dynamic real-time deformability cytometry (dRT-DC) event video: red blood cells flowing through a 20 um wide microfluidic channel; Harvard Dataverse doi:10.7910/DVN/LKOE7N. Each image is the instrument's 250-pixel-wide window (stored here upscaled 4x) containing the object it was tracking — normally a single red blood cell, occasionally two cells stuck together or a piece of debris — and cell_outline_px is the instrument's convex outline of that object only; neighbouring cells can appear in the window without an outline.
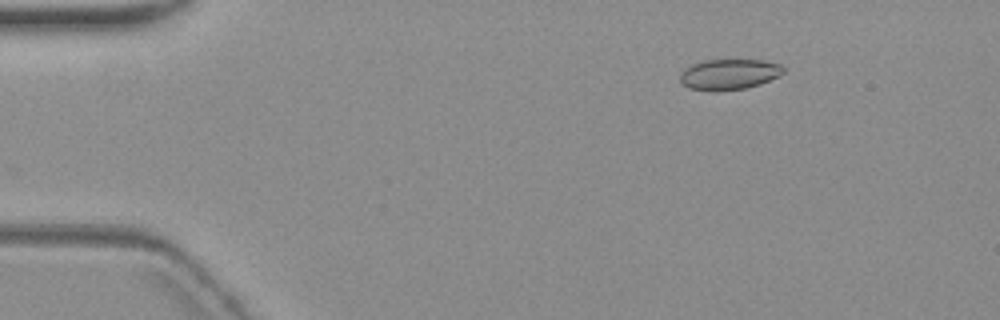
{"species": "common noctule bat (a hibernating species)", "species_latin": "Nyctalus noctula", "temperature_condition": "warm", "stored_images_in_passage": 9, "camera_frame_rate_fps": 3000, "um_per_image_px": 0.085, "animal": {"sex": "female", "body_mass_g": 19.3, "forearm_length_mm": 54.1}, "frame": {"image": 1, "passage_image": 2, "time_ms": 1.333, "image_size_px": [1000, 320], "cell_outline_px": [[784, 72], [780, 76], [760, 84], [748, 88], [716, 92], [688, 88], [680, 84], [680, 72], [684, 68], [692, 64], [704, 60], [764, 60], [780, 64], [784, 68]], "centroid_in_image_um": [61.95, 6.33], "position_along_channel_um": 23.0, "area_um2": 18.84}}
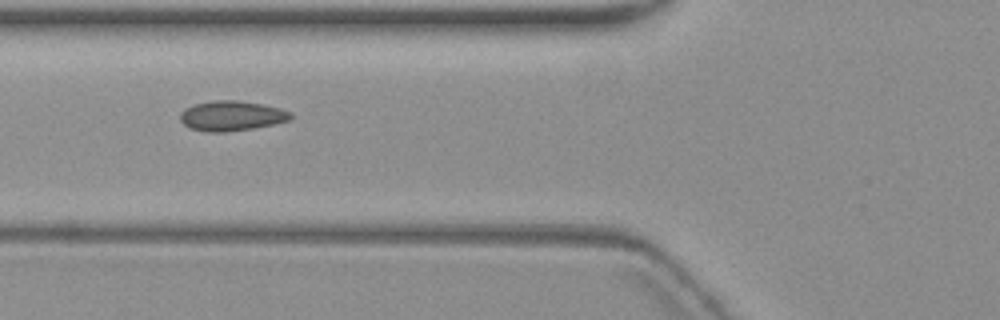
{"frame": {"image": 2, "passage_image": 6, "time_ms": 6.0, "image_size_px": [1000, 320], "cell_outline_px": [[292, 120], [252, 128], [224, 132], [208, 132], [192, 128], [184, 124], [180, 120], [180, 112], [184, 108], [192, 104], [212, 100], [236, 100], [264, 104], [280, 108], [292, 112]], "centroid_in_image_um": [19.68, 9.83], "position_along_channel_um": 106.1, "area_um2": 19.42}}
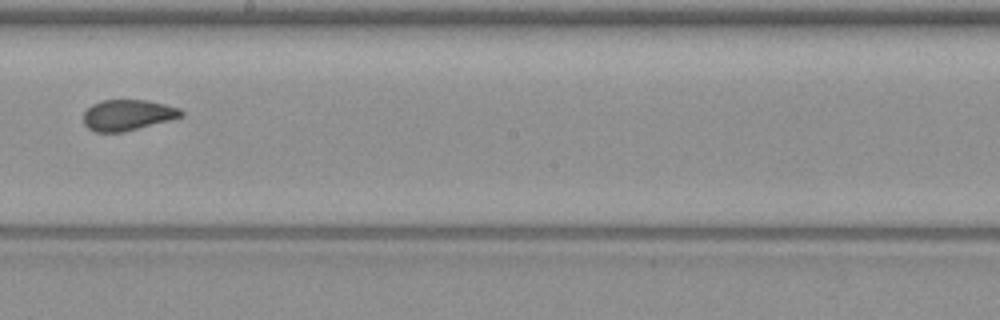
{"frame": {"image": 3, "passage_image": 9, "time_ms": 9.667, "image_size_px": [1000, 320], "cell_outline_px": [[184, 116], [124, 132], [96, 132], [88, 128], [84, 124], [84, 112], [92, 104], [100, 100], [148, 100], [180, 108], [184, 112]], "centroid_in_image_um": [10.85, 9.77], "position_along_channel_um": 237.3, "area_um2": 17.57}}